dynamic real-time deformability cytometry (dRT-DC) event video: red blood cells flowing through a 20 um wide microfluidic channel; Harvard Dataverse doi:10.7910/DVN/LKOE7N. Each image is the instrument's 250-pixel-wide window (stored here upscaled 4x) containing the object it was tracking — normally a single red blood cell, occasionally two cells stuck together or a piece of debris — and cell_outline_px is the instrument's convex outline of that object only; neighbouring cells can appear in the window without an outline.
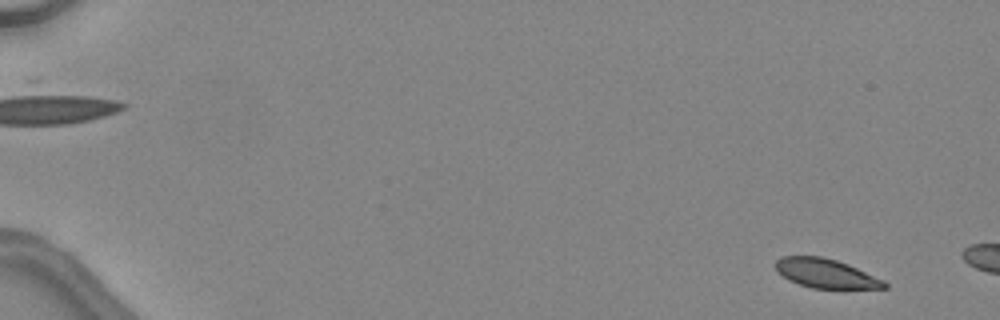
{"species": "common noctule bat (a hibernating species)", "species_latin": "Nyctalus noctula", "temperature_condition": "warm", "stored_images_in_passage": 8, "camera_frame_rate_fps": 3000, "um_per_image_px": 0.085, "animal": {"sex": "female", "body_mass_g": 24.6, "forearm_length_mm": 56.2}, "frame": {"image": 1, "passage_image": 3, "time_ms": 0.667, "image_size_px": [1000, 320], "cell_outline_px": [[888, 288], [812, 288], [788, 280], [776, 272], [776, 260], [780, 256], [820, 256], [836, 260], [848, 264], [884, 280], [888, 284]], "centroid_in_image_um": [70.17, 23.23], "position_along_channel_um": 14.8, "area_um2": 18.44}}